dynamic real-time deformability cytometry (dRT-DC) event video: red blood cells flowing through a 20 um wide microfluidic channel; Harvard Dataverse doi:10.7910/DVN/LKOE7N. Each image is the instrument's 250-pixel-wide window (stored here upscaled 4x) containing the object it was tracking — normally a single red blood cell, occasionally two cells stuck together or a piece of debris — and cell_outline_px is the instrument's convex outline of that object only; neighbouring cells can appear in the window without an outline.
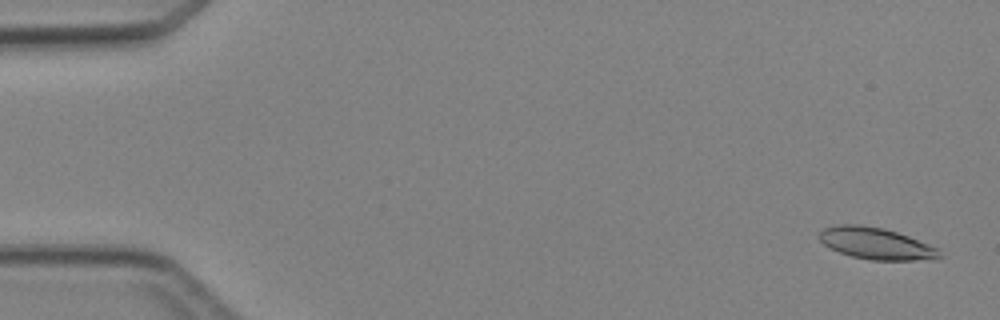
{"species": "Egyptian fruit bat (a non-hibernating species)", "species_latin": "Rousettus aegyptiacus", "temperature_condition": "cold", "stored_images_in_passage": 6, "camera_frame_rate_fps": 3000, "um_per_image_px": 0.085, "animal": {"sex": "female"}, "frame": {"image": 1, "passage_image": 1, "time_ms": 0.0, "image_size_px": [1000, 320], "cell_outline_px": [[944, 256], [940, 260], [872, 260], [852, 256], [840, 252], [824, 244], [816, 236], [824, 228], [840, 224], [860, 224], [884, 228], [908, 236], [928, 244], [936, 248]], "centroid_in_image_um": [74.5, 20.7], "position_along_channel_um": 10.5, "area_um2": 22.25}}
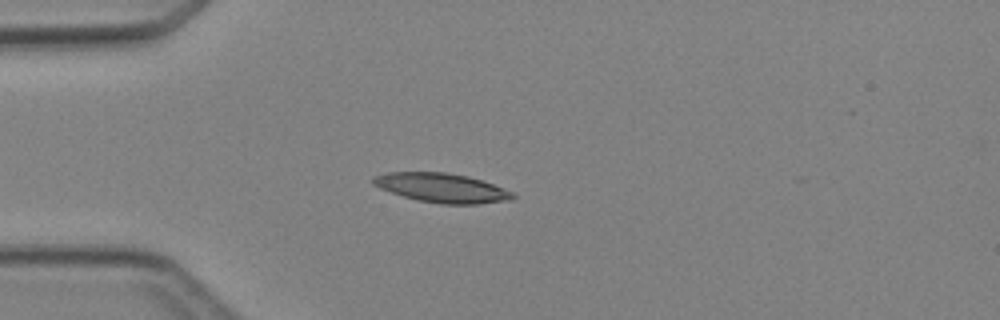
{"frame": {"image": 2, "passage_image": 4, "time_ms": 3.667, "image_size_px": [1000, 320], "cell_outline_px": [[516, 196], [512, 200], [476, 204], [440, 204], [420, 200], [404, 196], [380, 188], [372, 184], [372, 176], [388, 172], [444, 172], [468, 176], [492, 184], [512, 192]], "centroid_in_image_um": [37.54, 15.96], "position_along_channel_um": 47.5, "area_um2": 23.58}}
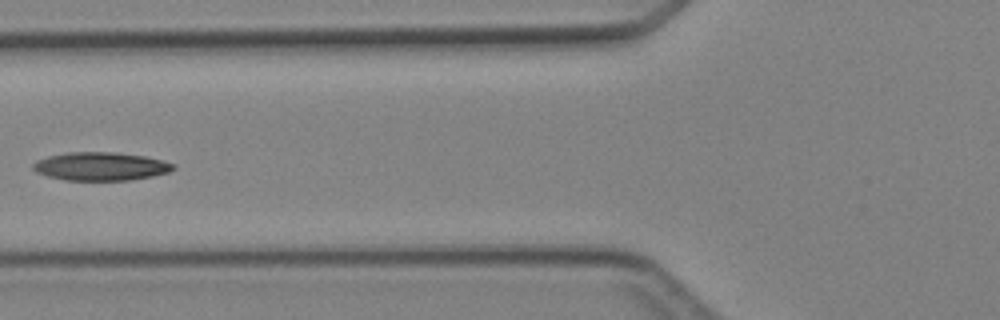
{"frame": {"image": 3, "passage_image": 6, "time_ms": 5.667, "image_size_px": [1000, 320], "cell_outline_px": [[176, 168], [168, 172], [152, 176], [132, 180], [64, 180], [48, 176], [36, 172], [32, 168], [32, 164], [36, 160], [48, 156], [68, 152], [116, 152], [144, 156], [176, 164]], "centroid_in_image_um": [8.55, 14.14], "position_along_channel_um": 117.3, "area_um2": 23.18}}